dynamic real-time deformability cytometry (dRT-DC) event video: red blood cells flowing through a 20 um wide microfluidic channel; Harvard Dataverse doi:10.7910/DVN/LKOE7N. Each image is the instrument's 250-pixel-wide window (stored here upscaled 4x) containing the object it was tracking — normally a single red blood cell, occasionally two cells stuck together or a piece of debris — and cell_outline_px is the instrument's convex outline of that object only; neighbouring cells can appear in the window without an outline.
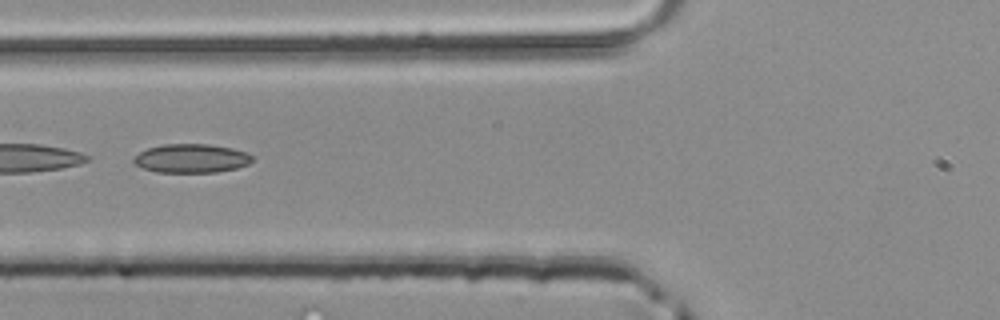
{"species": "common noctule bat (a hibernating species)", "species_latin": "Nyctalus noctula", "temperature_condition": "room temperature", "stored_images_in_passage": 47, "camera_frame_rate_fps": 3000, "um_per_image_px": 0.085, "animal": {"sex": "male", "body_mass_g": 20.4}, "frame": {"image": 1, "passage_image": 19, "time_ms": 6.0, "image_size_px": [1000, 320], "cell_outline_px": [[256, 156], [248, 164], [236, 168], [216, 172], [156, 172], [144, 168], [136, 164], [132, 160], [140, 152], [148, 148], [164, 144], [208, 144], [232, 148], [248, 152]], "centroid_in_image_um": [16.31, 13.46], "position_along_channel_um": 109.5, "area_um2": 19.88}}
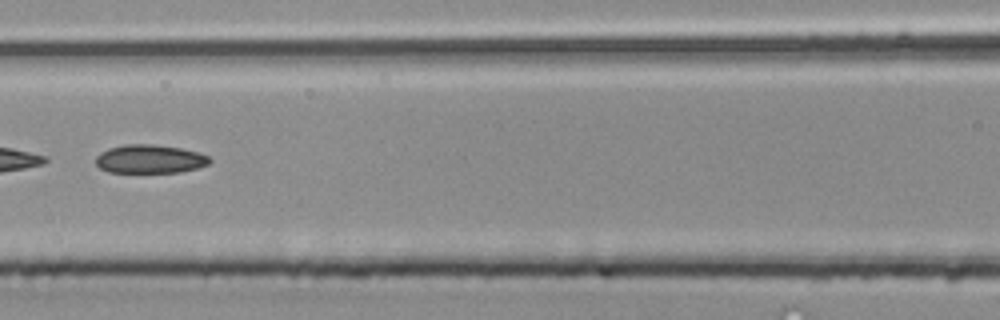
{"frame": {"image": 2, "passage_image": 22, "time_ms": 7.0, "image_size_px": [1000, 320], "cell_outline_px": [[212, 160], [208, 164], [200, 168], [180, 172], [108, 172], [100, 168], [96, 164], [96, 156], [100, 152], [108, 148], [128, 144], [152, 144], [180, 148], [196, 152], [208, 156]], "centroid_in_image_um": [12.73, 13.52], "position_along_channel_um": 153.9, "area_um2": 18.96}}